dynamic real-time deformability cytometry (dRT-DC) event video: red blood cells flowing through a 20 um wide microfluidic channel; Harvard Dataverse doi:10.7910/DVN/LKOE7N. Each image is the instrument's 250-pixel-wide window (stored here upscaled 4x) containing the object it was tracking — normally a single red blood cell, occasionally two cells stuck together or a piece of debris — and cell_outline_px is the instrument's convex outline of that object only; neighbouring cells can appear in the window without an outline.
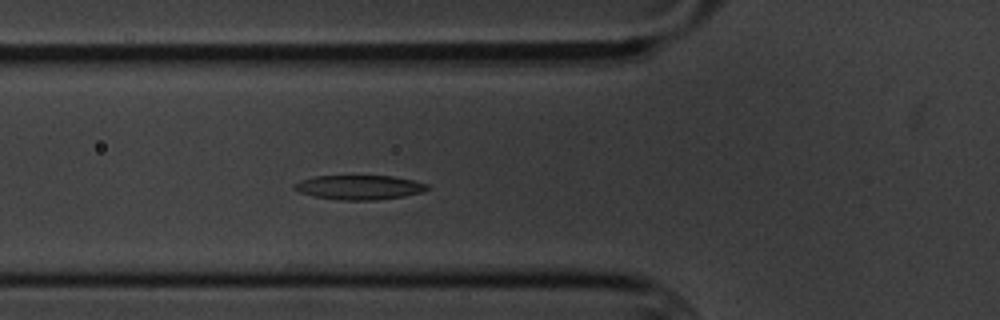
{"species": "common noctule bat (a hibernating species)", "species_latin": "Nyctalus noctula", "temperature_condition": "cold", "stored_images_in_passage": 3, "camera_frame_rate_fps": 3000, "um_per_image_px": 0.085, "animal": {"sex": "male", "body_mass_g": 20.1, "forearm_length_mm": 53.5}, "frame": {"image": 1, "passage_image": 3, "time_ms": 2.333, "image_size_px": [1000, 320], "cell_outline_px": [[428, 188], [420, 192], [404, 196], [376, 200], [340, 200], [316, 196], [300, 192], [292, 188], [292, 184], [300, 180], [316, 176], [392, 176], [412, 180], [428, 184]], "centroid_in_image_um": [30.5, 15.92], "position_along_channel_um": 95.3, "area_um2": 18.73}}